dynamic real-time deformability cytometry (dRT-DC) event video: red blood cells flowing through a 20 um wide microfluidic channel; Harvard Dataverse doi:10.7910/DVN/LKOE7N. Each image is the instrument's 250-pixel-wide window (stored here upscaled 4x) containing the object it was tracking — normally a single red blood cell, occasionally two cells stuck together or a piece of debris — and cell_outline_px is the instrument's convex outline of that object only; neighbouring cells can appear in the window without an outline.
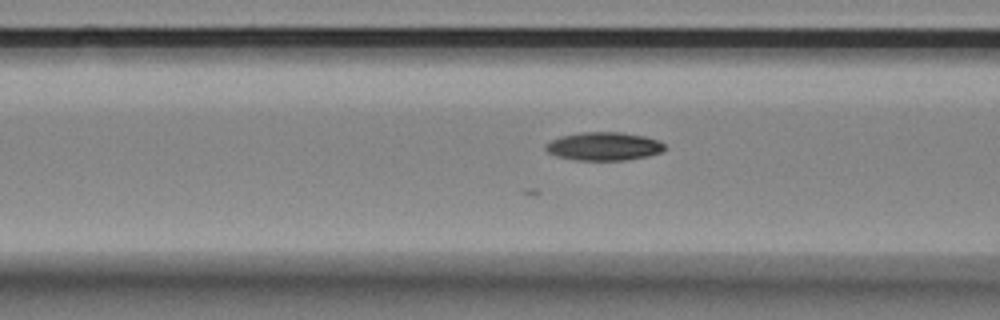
{"species": "Egyptian fruit bat (a non-hibernating species)", "species_latin": "Rousettus aegyptiacus", "temperature_condition": "room temperature", "stored_images_in_passage": 32, "camera_frame_rate_fps": 3000, "um_per_image_px": 0.085, "animal": {"sex": "female"}, "frame": {"image": 1, "passage_image": 7, "time_ms": 2.0, "image_size_px": [1000, 320], "cell_outline_px": [[664, 152], [648, 156], [624, 160], [576, 160], [556, 156], [548, 152], [544, 148], [544, 144], [560, 136], [576, 132], [620, 132], [644, 136], [660, 140], [664, 144]], "centroid_in_image_um": [51.32, 12.43], "position_along_channel_um": 115.3, "area_um2": 19.83}}
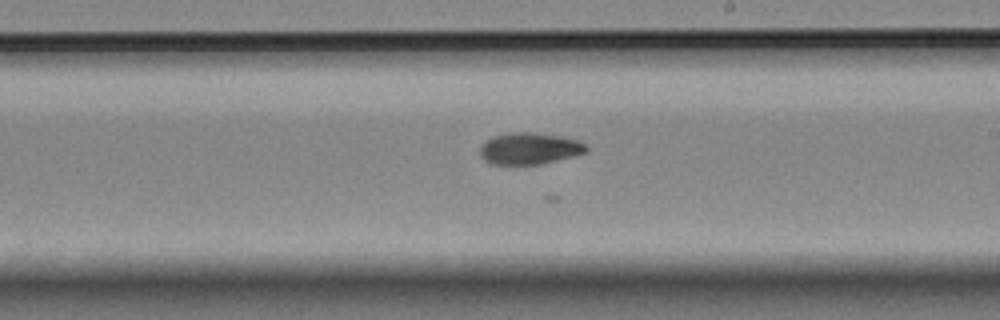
{"frame": {"image": 2, "passage_image": 18, "time_ms": 5.667, "image_size_px": [1000, 320], "cell_outline_px": [[588, 152], [540, 164], [488, 164], [480, 156], [480, 148], [488, 140], [496, 136], [512, 132], [532, 132], [560, 136], [576, 140], [584, 144], [588, 148]], "centroid_in_image_um": [45.0, 12.63], "position_along_channel_um": 244.0, "area_um2": 19.31}}
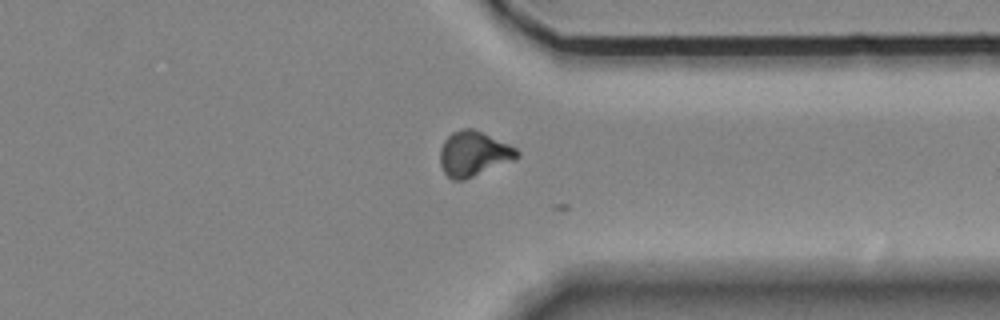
{"frame": {"image": 3, "passage_image": 29, "time_ms": 9.333, "image_size_px": [1000, 320], "cell_outline_px": [[520, 156], [516, 160], [464, 180], [452, 180], [444, 172], [440, 164], [440, 148], [444, 140], [452, 132], [464, 128], [472, 128], [508, 144], [516, 148], [520, 152]], "centroid_in_image_um": [40.26, 13.08], "position_along_channel_um": 371.1, "area_um2": 20.23}}